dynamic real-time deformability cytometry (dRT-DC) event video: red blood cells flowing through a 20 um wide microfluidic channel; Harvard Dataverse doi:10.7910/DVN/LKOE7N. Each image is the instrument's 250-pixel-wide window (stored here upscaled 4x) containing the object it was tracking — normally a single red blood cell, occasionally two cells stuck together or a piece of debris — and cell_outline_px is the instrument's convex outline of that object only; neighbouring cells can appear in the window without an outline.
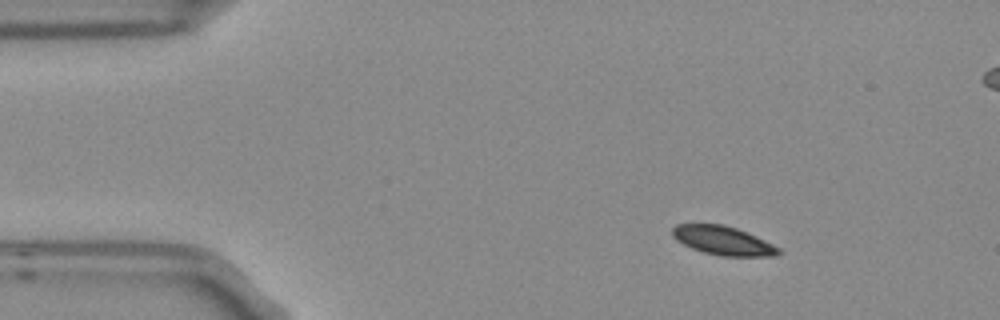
{"species": "Egyptian fruit bat (a non-hibernating species)", "species_latin": "Rousettus aegyptiacus", "temperature_condition": "room temperature", "stored_images_in_passage": 6, "segment_of_instrument_passage": [1, 2], "camera_frame_rate_fps": 3000, "um_per_image_px": 0.085, "frame": {"image": 1, "passage_image": 3, "time_ms": 0.667, "image_size_px": [1000, 320], "cell_outline_px": [[784, 252], [776, 256], [720, 256], [704, 252], [692, 248], [676, 240], [672, 236], [672, 228], [676, 224], [724, 224], [736, 228], [764, 240], [780, 248]], "centroid_in_image_um": [61.47, 20.45], "position_along_channel_um": 23.5, "area_um2": 17.8}}